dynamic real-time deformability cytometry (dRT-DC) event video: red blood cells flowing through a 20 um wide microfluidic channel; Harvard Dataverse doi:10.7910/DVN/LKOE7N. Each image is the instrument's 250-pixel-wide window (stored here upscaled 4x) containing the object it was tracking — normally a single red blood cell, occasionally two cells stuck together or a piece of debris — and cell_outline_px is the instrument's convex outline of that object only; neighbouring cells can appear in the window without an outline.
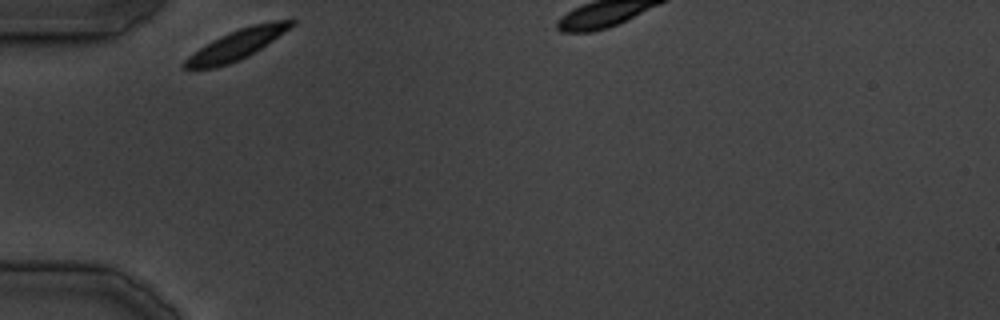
{"species": "common noctule bat (a hibernating species)", "species_latin": "Nyctalus noctula", "temperature_condition": "cold", "stored_images_in_passage": 13, "camera_frame_rate_fps": 3000, "um_per_image_px": 0.085, "animal": {"sex": "male", "body_mass_g": 19.5, "forearm_length_mm": 54.6}, "frame": {"image": 1, "passage_image": 1, "time_ms": 0.0, "image_size_px": [1000, 320], "cell_outline_px": [[296, 24], [248, 56], [228, 64], [216, 68], [184, 68], [180, 64], [188, 56], [212, 40], [220, 36], [240, 28], [252, 24], [292, 16], [296, 20]], "centroid_in_image_um": [20.19, 3.74], "position_along_channel_um": 64.8, "area_um2": 18.73}}